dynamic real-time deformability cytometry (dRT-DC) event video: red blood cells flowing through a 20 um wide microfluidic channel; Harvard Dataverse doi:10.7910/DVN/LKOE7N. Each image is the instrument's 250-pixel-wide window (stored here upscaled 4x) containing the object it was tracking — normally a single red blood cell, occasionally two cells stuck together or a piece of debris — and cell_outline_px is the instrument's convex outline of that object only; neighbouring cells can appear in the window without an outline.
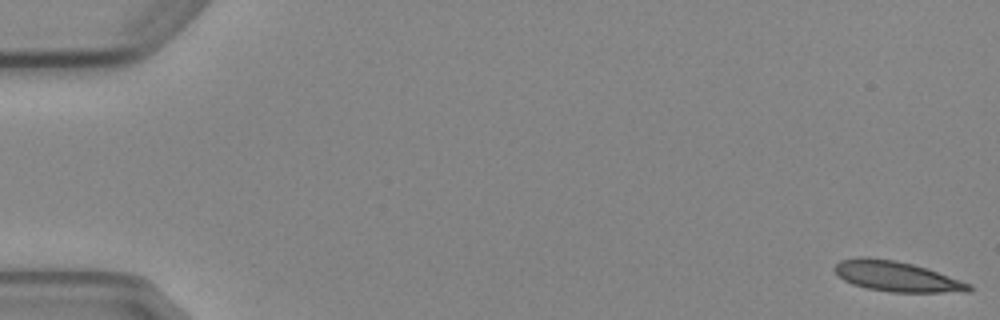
{"species": "Egyptian fruit bat (a non-hibernating species)", "species_latin": "Rousettus aegyptiacus", "temperature_condition": "cold", "stored_images_in_passage": 7, "camera_frame_rate_fps": 3000, "um_per_image_px": 0.085, "animal": {"sex": "female"}, "frame": {"image": 1, "passage_image": 1, "time_ms": 0.0, "image_size_px": [1000, 320], "cell_outline_px": [[972, 292], [892, 292], [868, 288], [852, 284], [844, 280], [832, 268], [840, 260], [856, 256], [868, 256], [896, 260], [928, 268], [972, 284]], "centroid_in_image_um": [76.22, 23.48], "position_along_channel_um": 8.8, "area_um2": 23.93}}
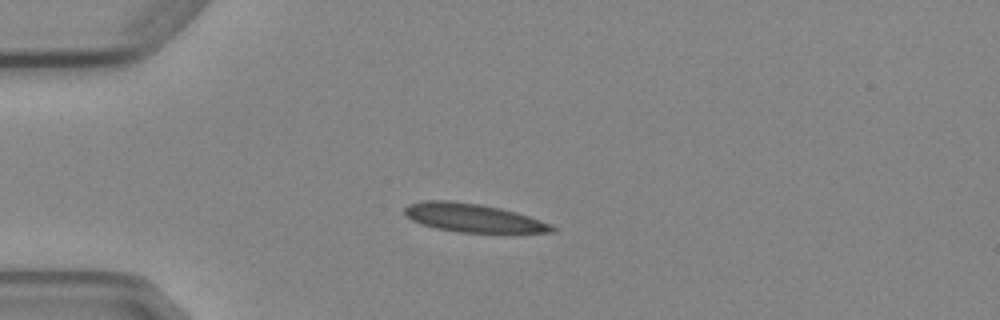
{"frame": {"image": 2, "passage_image": 5, "time_ms": 4.333, "image_size_px": [1000, 320], "cell_outline_px": [[556, 232], [460, 232], [436, 228], [420, 224], [412, 220], [404, 212], [404, 208], [408, 204], [424, 200], [448, 200], [480, 204], [500, 208], [516, 212], [552, 224], [556, 228]], "centroid_in_image_um": [40.19, 18.51], "position_along_channel_um": 44.8, "area_um2": 24.28}}
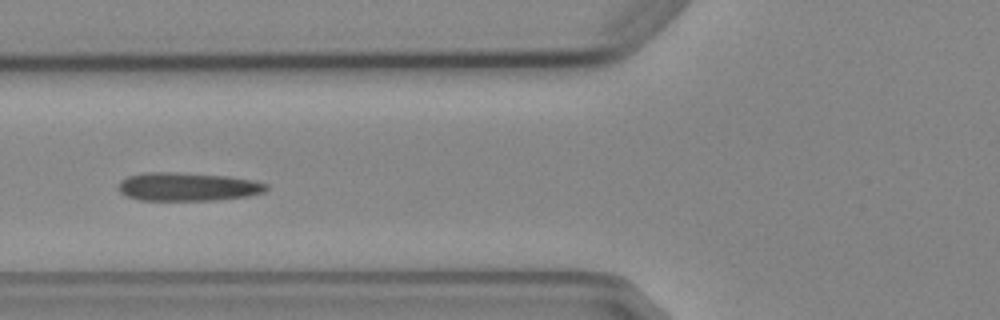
{"frame": {"image": 3, "passage_image": 7, "time_ms": 6.667, "image_size_px": [1000, 320], "cell_outline_px": [[268, 188], [264, 192], [248, 196], [212, 200], [140, 200], [128, 196], [120, 192], [116, 184], [120, 180], [128, 176], [144, 172], [176, 172], [228, 176], [252, 180], [268, 184]], "centroid_in_image_um": [15.92, 15.86], "position_along_channel_um": 109.9, "area_um2": 24.57}}